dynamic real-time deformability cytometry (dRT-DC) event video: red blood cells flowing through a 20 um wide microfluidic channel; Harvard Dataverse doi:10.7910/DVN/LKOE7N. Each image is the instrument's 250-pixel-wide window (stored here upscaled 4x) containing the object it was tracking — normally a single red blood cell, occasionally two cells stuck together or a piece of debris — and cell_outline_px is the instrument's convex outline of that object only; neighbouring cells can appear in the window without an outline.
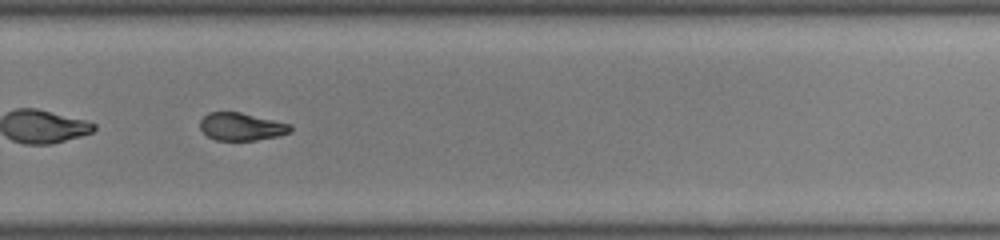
{"species": "common noctule bat (a hibernating species)", "species_latin": "Nyctalus noctula", "temperature_condition": "room temperature", "stored_images_in_passage": 39, "camera_frame_rate_fps": 3000, "um_per_image_px": 0.085, "animal": {"sex": "male", "body_mass_g": 19.0, "forearm_length_mm": 50.8}, "frame": {"image": 1, "passage_image": 23, "time_ms": 7.333, "image_size_px": [1000, 240], "cell_outline_px": [[292, 132], [276, 136], [256, 140], [216, 140], [208, 136], [200, 128], [200, 120], [208, 112], [240, 112], [292, 124]], "centroid_in_image_um": [20.53, 10.76], "position_along_channel_um": 309.3, "area_um2": 14.57}, "authors_computed_cell_mechanics": {"area_um2": 15.6638, "velocity_mm_per_s": 4.1019, "shape_relaxation_time_tau1_ms": 6.9707, "shape_relaxation_time_tau2_ms": 3.0359, "deformation_change_tau1": 0.1866, "deformation_change_tau2": 0.0866}}